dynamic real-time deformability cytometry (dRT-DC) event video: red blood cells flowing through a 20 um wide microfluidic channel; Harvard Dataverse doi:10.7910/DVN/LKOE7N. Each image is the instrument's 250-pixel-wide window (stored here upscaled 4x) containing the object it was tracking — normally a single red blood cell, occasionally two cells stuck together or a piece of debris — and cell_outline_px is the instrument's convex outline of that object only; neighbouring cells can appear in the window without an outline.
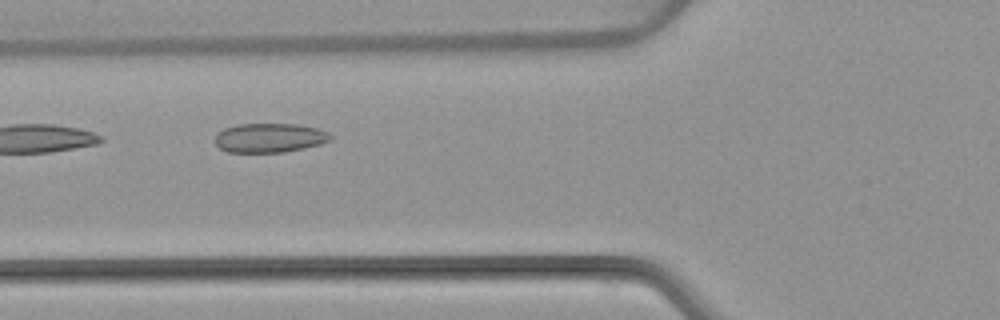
{"species": "common noctule bat (a hibernating species)", "species_latin": "Nyctalus noctula", "temperature_condition": "warm", "stored_images_in_passage": 7, "camera_frame_rate_fps": 3000, "um_per_image_px": 0.085, "animal": {"sex": "female", "body_mass_g": 22.7, "forearm_length_mm": 54.2}, "frame": {"image": 1, "passage_image": 4, "time_ms": 4.333, "image_size_px": [1000, 320], "cell_outline_px": [[332, 140], [320, 144], [304, 148], [284, 152], [228, 152], [220, 148], [216, 144], [216, 132], [224, 128], [240, 124], [296, 124], [316, 128], [328, 132], [332, 136]], "centroid_in_image_um": [22.92, 11.71], "position_along_channel_um": 102.9, "area_um2": 19.65}}
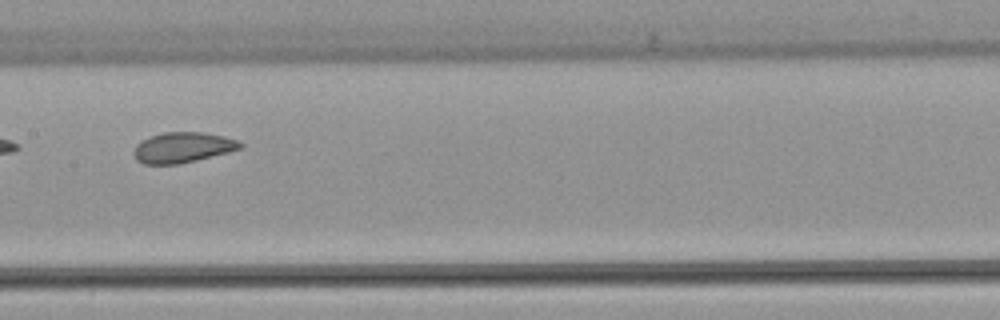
{"frame": {"image": 2, "passage_image": 6, "time_ms": 6.667, "image_size_px": [1000, 320], "cell_outline_px": [[244, 148], [180, 164], [144, 164], [136, 160], [132, 152], [136, 144], [140, 140], [164, 132], [204, 132], [224, 136], [236, 140], [244, 144]], "centroid_in_image_um": [15.52, 12.53], "position_along_channel_um": 191.9, "area_um2": 19.02}}
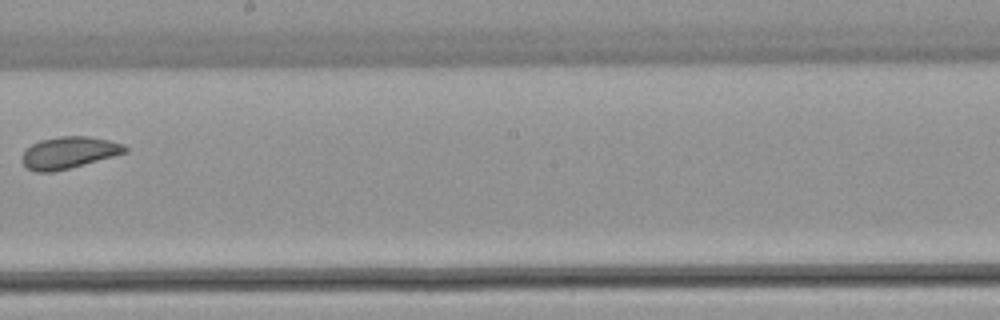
{"frame": {"image": 3, "passage_image": 7, "time_ms": 8.0, "image_size_px": [1000, 320], "cell_outline_px": [[128, 152], [68, 168], [52, 172], [36, 172], [28, 168], [20, 160], [20, 156], [32, 144], [40, 140], [60, 136], [88, 136], [108, 140], [124, 144], [128, 148]], "centroid_in_image_um": [5.84, 12.96], "position_along_channel_um": 242.4, "area_um2": 18.96}}